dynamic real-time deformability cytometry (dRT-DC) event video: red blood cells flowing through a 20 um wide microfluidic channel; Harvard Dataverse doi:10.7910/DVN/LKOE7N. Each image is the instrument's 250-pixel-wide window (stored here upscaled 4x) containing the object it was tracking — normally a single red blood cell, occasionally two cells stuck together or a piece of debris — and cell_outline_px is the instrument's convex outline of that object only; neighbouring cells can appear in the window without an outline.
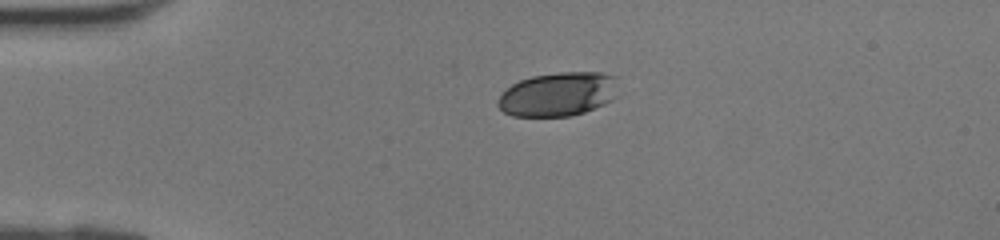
{"species": "human", "species_latin": "Homo sapiens", "temperature_condition": "room temperature", "stored_images_in_passage": 33, "camera_frame_rate_fps": 3000, "um_per_image_px": 0.085, "donor": {"sex": "female"}, "frame": {"image": 1, "passage_image": 1, "time_ms": 0.0, "image_size_px": [1000, 240], "cell_outline_px": [[620, 96], [604, 104], [584, 112], [572, 116], [512, 116], [504, 112], [496, 104], [500, 96], [512, 84], [520, 80], [532, 76], [560, 72], [600, 72], [616, 76]], "centroid_in_image_um": [47.5, 8.0], "position_along_channel_um": 37.5, "area_um2": 31.15}}
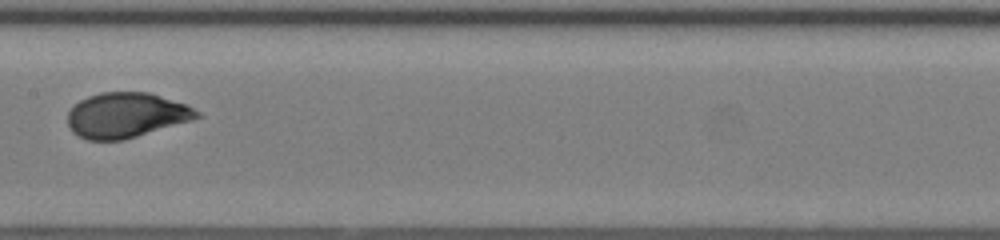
{"frame": {"image": 2, "passage_image": 13, "time_ms": 4.0, "image_size_px": [1000, 240], "cell_outline_px": [[204, 116], [192, 120], [124, 140], [88, 140], [76, 136], [68, 128], [68, 112], [80, 100], [88, 96], [100, 92], [148, 92], [188, 104], [200, 112]], "centroid_in_image_um": [10.74, 9.79], "position_along_channel_um": 196.7, "area_um2": 34.22}}
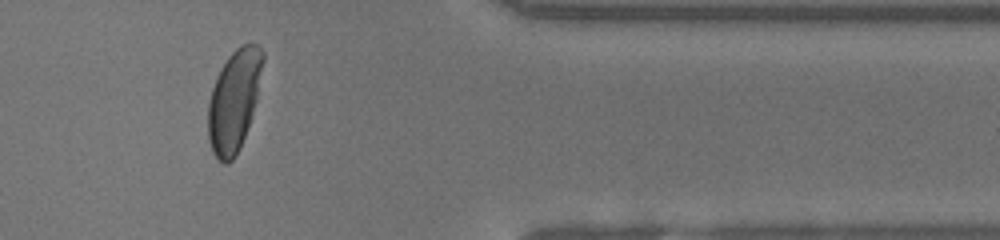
{"frame": {"image": 3, "passage_image": 26, "time_ms": 8.333, "image_size_px": [1000, 240], "cell_outline_px": [[264, 60], [256, 100], [240, 148], [232, 160], [228, 164], [224, 164], [216, 160], [212, 152], [208, 140], [208, 104], [212, 88], [220, 68], [228, 56], [240, 44], [256, 44], [264, 52]], "centroid_in_image_um": [19.87, 8.55], "position_along_channel_um": 391.5, "area_um2": 32.31}}